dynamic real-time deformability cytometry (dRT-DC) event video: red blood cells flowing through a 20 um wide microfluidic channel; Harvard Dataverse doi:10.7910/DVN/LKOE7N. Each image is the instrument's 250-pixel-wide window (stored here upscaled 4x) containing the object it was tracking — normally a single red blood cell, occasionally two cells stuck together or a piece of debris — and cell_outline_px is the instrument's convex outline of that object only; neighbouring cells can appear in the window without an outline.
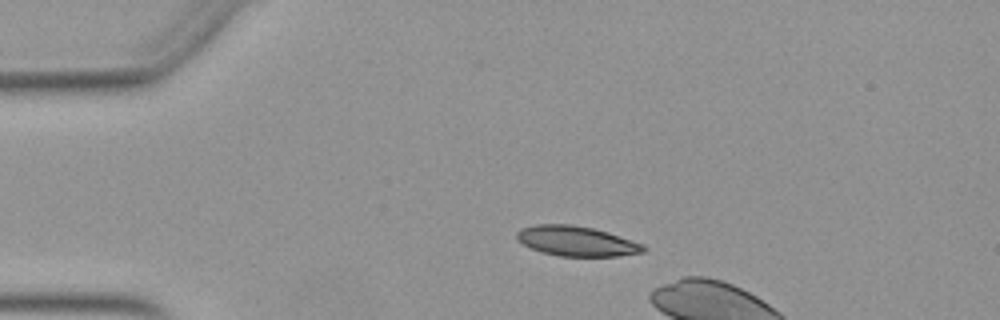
{"species": "Egyptian fruit bat (a non-hibernating species)", "species_latin": "Rousettus aegyptiacus", "temperature_condition": "warm", "stored_images_in_passage": 6, "camera_frame_rate_fps": 3000, "um_per_image_px": 0.085, "animal": {"sex": "female"}, "frame": {"image": 1, "passage_image": 2, "time_ms": 0.333, "image_size_px": [1000, 320], "cell_outline_px": [[648, 248], [644, 252], [616, 256], [560, 256], [544, 252], [532, 248], [516, 240], [516, 232], [520, 228], [536, 224], [568, 224], [592, 228], [608, 232], [644, 244]], "centroid_in_image_um": [49.01, 20.49], "position_along_channel_um": 36.0, "area_um2": 22.08}}